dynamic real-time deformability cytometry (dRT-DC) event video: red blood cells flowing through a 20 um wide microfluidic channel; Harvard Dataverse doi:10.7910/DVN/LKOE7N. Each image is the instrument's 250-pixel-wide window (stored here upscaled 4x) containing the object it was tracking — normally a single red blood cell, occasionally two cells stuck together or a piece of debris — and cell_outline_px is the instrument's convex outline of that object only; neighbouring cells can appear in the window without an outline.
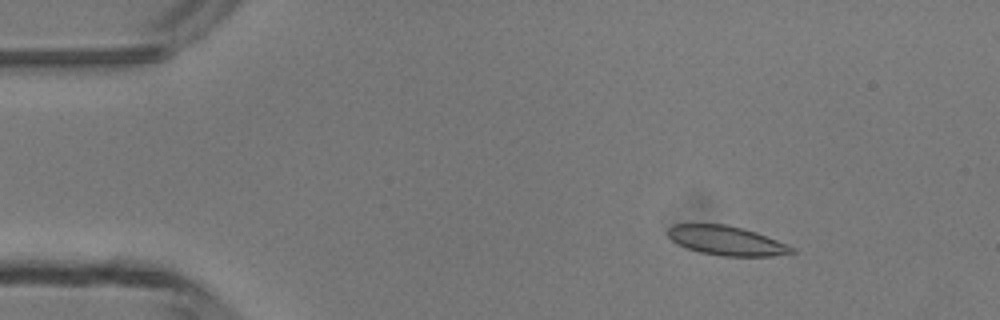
{"species": "common noctule bat (a hibernating species)", "species_latin": "Nyctalus noctula", "temperature_condition": "room temperature", "stored_images_in_passage": 4, "camera_frame_rate_fps": 3000, "um_per_image_px": 0.085, "animal": {"sex": "male", "body_mass_g": 13.3}, "frame": {"image": 1, "passage_image": 2, "time_ms": 1.0, "image_size_px": [1000, 320], "cell_outline_px": [[796, 252], [772, 256], [720, 256], [700, 252], [676, 244], [668, 236], [668, 228], [672, 224], [728, 224], [756, 232], [788, 244], [796, 248]], "centroid_in_image_um": [61.76, 20.45], "position_along_channel_um": 23.2, "area_um2": 21.27}}
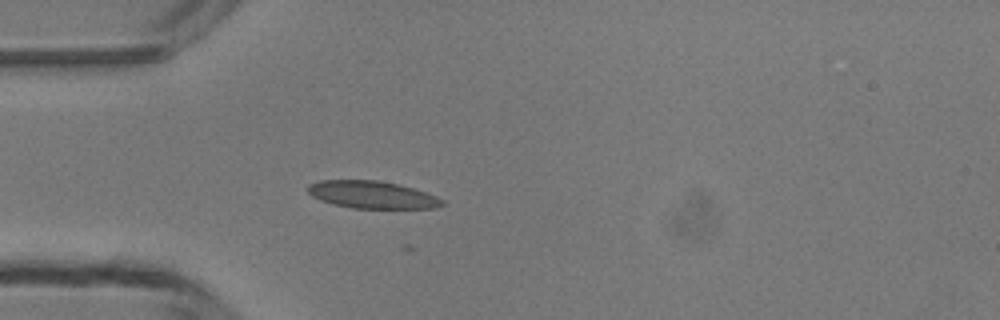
{"frame": {"image": 2, "passage_image": 4, "time_ms": 3.333, "image_size_px": [1000, 320], "cell_outline_px": [[444, 204], [436, 208], [352, 208], [332, 204], [320, 200], [312, 196], [304, 188], [308, 184], [320, 180], [380, 180], [412, 188], [436, 196], [444, 200]], "centroid_in_image_um": [31.57, 16.55], "position_along_channel_um": 53.4, "area_um2": 21.5}}